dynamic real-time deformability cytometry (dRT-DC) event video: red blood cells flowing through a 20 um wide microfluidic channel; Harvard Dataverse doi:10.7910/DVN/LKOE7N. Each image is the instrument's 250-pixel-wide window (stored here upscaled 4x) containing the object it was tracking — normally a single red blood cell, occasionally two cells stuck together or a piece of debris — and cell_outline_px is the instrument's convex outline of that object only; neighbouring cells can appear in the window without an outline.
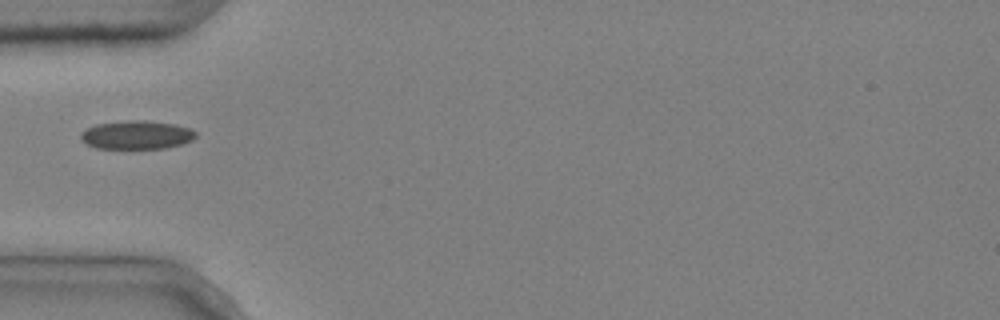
{"species": "common noctule bat (a hibernating species)", "species_latin": "Nyctalus noctula", "temperature_condition": "cold", "stored_images_in_passage": 4, "camera_frame_rate_fps": 3000, "um_per_image_px": 0.085, "animal": {"sex": "male", "body_mass_g": 20.4}, "frame": {"image": 1, "passage_image": 1, "time_ms": 0.0, "image_size_px": [1000, 320], "cell_outline_px": [[196, 136], [192, 140], [168, 148], [96, 148], [84, 144], [80, 140], [80, 132], [96, 124], [128, 120], [144, 120], [176, 124], [188, 128], [196, 132]], "centroid_in_image_um": [11.58, 11.47], "position_along_channel_um": 73.4, "area_um2": 19.19}}
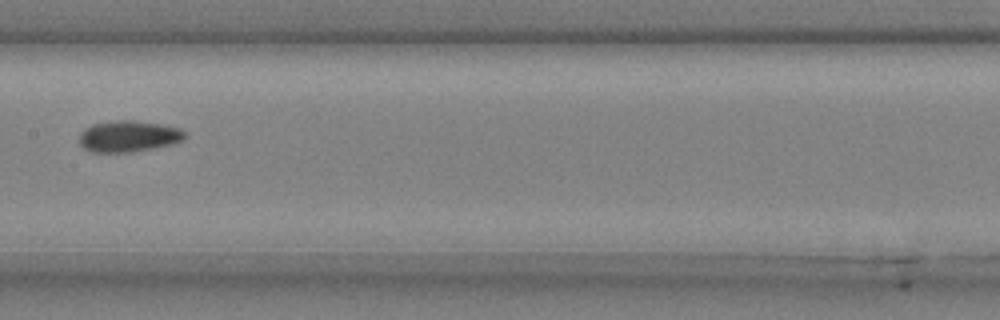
{"frame": {"image": 2, "passage_image": 4, "time_ms": 1.0, "image_size_px": [1000, 320], "cell_outline_px": [[188, 136], [172, 144], [132, 152], [92, 152], [84, 148], [80, 144], [80, 132], [84, 128], [92, 124], [120, 120], [132, 120], [160, 124], [180, 128], [188, 132]], "centroid_in_image_um": [10.94, 11.58], "position_along_channel_um": 196.5, "area_um2": 19.25}}